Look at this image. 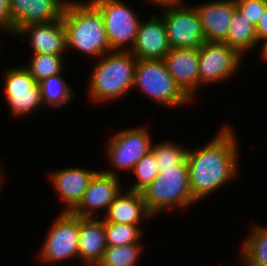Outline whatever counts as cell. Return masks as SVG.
<instances>
[{
  "label": "cell",
  "instance_id": "4fadbf2b",
  "mask_svg": "<svg viewBox=\"0 0 267 266\" xmlns=\"http://www.w3.org/2000/svg\"><path fill=\"white\" fill-rule=\"evenodd\" d=\"M68 0H10L11 35L33 23H47L62 18Z\"/></svg>",
  "mask_w": 267,
  "mask_h": 266
},
{
  "label": "cell",
  "instance_id": "9a60e30c",
  "mask_svg": "<svg viewBox=\"0 0 267 266\" xmlns=\"http://www.w3.org/2000/svg\"><path fill=\"white\" fill-rule=\"evenodd\" d=\"M163 60L176 84L194 102L199 91V48H170Z\"/></svg>",
  "mask_w": 267,
  "mask_h": 266
},
{
  "label": "cell",
  "instance_id": "7c38bea8",
  "mask_svg": "<svg viewBox=\"0 0 267 266\" xmlns=\"http://www.w3.org/2000/svg\"><path fill=\"white\" fill-rule=\"evenodd\" d=\"M119 178L99 170L90 180L81 202L72 213L80 218H100L98 211L107 212L108 207L123 190Z\"/></svg>",
  "mask_w": 267,
  "mask_h": 266
},
{
  "label": "cell",
  "instance_id": "6da1fadb",
  "mask_svg": "<svg viewBox=\"0 0 267 266\" xmlns=\"http://www.w3.org/2000/svg\"><path fill=\"white\" fill-rule=\"evenodd\" d=\"M236 139L232 126L225 124L206 145L188 149L189 183L198 203L237 179L240 152Z\"/></svg>",
  "mask_w": 267,
  "mask_h": 266
},
{
  "label": "cell",
  "instance_id": "9c48e42d",
  "mask_svg": "<svg viewBox=\"0 0 267 266\" xmlns=\"http://www.w3.org/2000/svg\"><path fill=\"white\" fill-rule=\"evenodd\" d=\"M3 93L12 117L28 116L44 107L38 82L22 66H13L2 74Z\"/></svg>",
  "mask_w": 267,
  "mask_h": 266
},
{
  "label": "cell",
  "instance_id": "5b68a950",
  "mask_svg": "<svg viewBox=\"0 0 267 266\" xmlns=\"http://www.w3.org/2000/svg\"><path fill=\"white\" fill-rule=\"evenodd\" d=\"M133 88L141 90L158 106L176 108L193 103L176 84L163 59L137 60Z\"/></svg>",
  "mask_w": 267,
  "mask_h": 266
},
{
  "label": "cell",
  "instance_id": "e0dca14e",
  "mask_svg": "<svg viewBox=\"0 0 267 266\" xmlns=\"http://www.w3.org/2000/svg\"><path fill=\"white\" fill-rule=\"evenodd\" d=\"M97 172V170L80 167H66L51 171L48 180L60 201L65 204L63 212H72L79 205L90 180Z\"/></svg>",
  "mask_w": 267,
  "mask_h": 266
},
{
  "label": "cell",
  "instance_id": "ba28073f",
  "mask_svg": "<svg viewBox=\"0 0 267 266\" xmlns=\"http://www.w3.org/2000/svg\"><path fill=\"white\" fill-rule=\"evenodd\" d=\"M53 222L40 247L39 260L48 266H58L66 260L71 261L72 258L79 260V216L61 211Z\"/></svg>",
  "mask_w": 267,
  "mask_h": 266
},
{
  "label": "cell",
  "instance_id": "7a4b0ae2",
  "mask_svg": "<svg viewBox=\"0 0 267 266\" xmlns=\"http://www.w3.org/2000/svg\"><path fill=\"white\" fill-rule=\"evenodd\" d=\"M62 20L66 31L67 51L74 49L95 60L112 52L103 17L90 1L68 0Z\"/></svg>",
  "mask_w": 267,
  "mask_h": 266
},
{
  "label": "cell",
  "instance_id": "4316f807",
  "mask_svg": "<svg viewBox=\"0 0 267 266\" xmlns=\"http://www.w3.org/2000/svg\"><path fill=\"white\" fill-rule=\"evenodd\" d=\"M155 144V145H154ZM152 144L151 151L154 153L159 168L176 167L187 156L188 149L174 141H164Z\"/></svg>",
  "mask_w": 267,
  "mask_h": 266
},
{
  "label": "cell",
  "instance_id": "3957f363",
  "mask_svg": "<svg viewBox=\"0 0 267 266\" xmlns=\"http://www.w3.org/2000/svg\"><path fill=\"white\" fill-rule=\"evenodd\" d=\"M89 74V102L120 100L134 86L137 58L131 52L112 51L101 56Z\"/></svg>",
  "mask_w": 267,
  "mask_h": 266
},
{
  "label": "cell",
  "instance_id": "8fae6325",
  "mask_svg": "<svg viewBox=\"0 0 267 266\" xmlns=\"http://www.w3.org/2000/svg\"><path fill=\"white\" fill-rule=\"evenodd\" d=\"M186 5L159 8L171 48H200L206 42L197 11Z\"/></svg>",
  "mask_w": 267,
  "mask_h": 266
},
{
  "label": "cell",
  "instance_id": "ffe728a7",
  "mask_svg": "<svg viewBox=\"0 0 267 266\" xmlns=\"http://www.w3.org/2000/svg\"><path fill=\"white\" fill-rule=\"evenodd\" d=\"M150 218L154 216L146 208L142 193L130 190H122L102 217L104 222L128 225H141L143 220Z\"/></svg>",
  "mask_w": 267,
  "mask_h": 266
},
{
  "label": "cell",
  "instance_id": "d6986e66",
  "mask_svg": "<svg viewBox=\"0 0 267 266\" xmlns=\"http://www.w3.org/2000/svg\"><path fill=\"white\" fill-rule=\"evenodd\" d=\"M79 261L82 266H96L107 248L105 222L102 218L79 217Z\"/></svg>",
  "mask_w": 267,
  "mask_h": 266
},
{
  "label": "cell",
  "instance_id": "52a82bcc",
  "mask_svg": "<svg viewBox=\"0 0 267 266\" xmlns=\"http://www.w3.org/2000/svg\"><path fill=\"white\" fill-rule=\"evenodd\" d=\"M90 2L103 17L111 51L131 52L142 22L135 10L123 0H90Z\"/></svg>",
  "mask_w": 267,
  "mask_h": 266
},
{
  "label": "cell",
  "instance_id": "83f0119b",
  "mask_svg": "<svg viewBox=\"0 0 267 266\" xmlns=\"http://www.w3.org/2000/svg\"><path fill=\"white\" fill-rule=\"evenodd\" d=\"M131 173L136 177L137 182L133 183L127 190L142 192L160 173L154 153L149 151L136 163Z\"/></svg>",
  "mask_w": 267,
  "mask_h": 266
},
{
  "label": "cell",
  "instance_id": "4dcf8cb0",
  "mask_svg": "<svg viewBox=\"0 0 267 266\" xmlns=\"http://www.w3.org/2000/svg\"><path fill=\"white\" fill-rule=\"evenodd\" d=\"M255 32L258 44L264 46L267 43V7L260 17L258 24L255 26Z\"/></svg>",
  "mask_w": 267,
  "mask_h": 266
},
{
  "label": "cell",
  "instance_id": "1f68e13d",
  "mask_svg": "<svg viewBox=\"0 0 267 266\" xmlns=\"http://www.w3.org/2000/svg\"><path fill=\"white\" fill-rule=\"evenodd\" d=\"M145 1L146 4H149V6H157L158 9L160 7H165V6H173V5H182L185 4L184 0H143Z\"/></svg>",
  "mask_w": 267,
  "mask_h": 266
},
{
  "label": "cell",
  "instance_id": "484cf974",
  "mask_svg": "<svg viewBox=\"0 0 267 266\" xmlns=\"http://www.w3.org/2000/svg\"><path fill=\"white\" fill-rule=\"evenodd\" d=\"M142 225H128L105 222L107 246L141 244L143 233Z\"/></svg>",
  "mask_w": 267,
  "mask_h": 266
},
{
  "label": "cell",
  "instance_id": "7402d4cb",
  "mask_svg": "<svg viewBox=\"0 0 267 266\" xmlns=\"http://www.w3.org/2000/svg\"><path fill=\"white\" fill-rule=\"evenodd\" d=\"M250 225L239 256L252 266H267V227L258 223Z\"/></svg>",
  "mask_w": 267,
  "mask_h": 266
},
{
  "label": "cell",
  "instance_id": "e575fe53",
  "mask_svg": "<svg viewBox=\"0 0 267 266\" xmlns=\"http://www.w3.org/2000/svg\"><path fill=\"white\" fill-rule=\"evenodd\" d=\"M239 260L241 261L242 264L244 263L245 266H252V265L246 263L241 257H239Z\"/></svg>",
  "mask_w": 267,
  "mask_h": 266
},
{
  "label": "cell",
  "instance_id": "d6a6232c",
  "mask_svg": "<svg viewBox=\"0 0 267 266\" xmlns=\"http://www.w3.org/2000/svg\"><path fill=\"white\" fill-rule=\"evenodd\" d=\"M260 54H261V58H262L261 60L263 62H267V43L263 47H261V53Z\"/></svg>",
  "mask_w": 267,
  "mask_h": 266
},
{
  "label": "cell",
  "instance_id": "8992f818",
  "mask_svg": "<svg viewBox=\"0 0 267 266\" xmlns=\"http://www.w3.org/2000/svg\"><path fill=\"white\" fill-rule=\"evenodd\" d=\"M147 126L125 128L114 132L113 137L111 135L105 148L107 162L109 161L111 168L102 170L105 174L118 177L121 171L130 174L136 163L151 151L153 141Z\"/></svg>",
  "mask_w": 267,
  "mask_h": 266
},
{
  "label": "cell",
  "instance_id": "277c9868",
  "mask_svg": "<svg viewBox=\"0 0 267 266\" xmlns=\"http://www.w3.org/2000/svg\"><path fill=\"white\" fill-rule=\"evenodd\" d=\"M141 193L154 217L168 209L180 211L198 204L192 196L186 159L176 167L160 168V173Z\"/></svg>",
  "mask_w": 267,
  "mask_h": 266
},
{
  "label": "cell",
  "instance_id": "5bb4252c",
  "mask_svg": "<svg viewBox=\"0 0 267 266\" xmlns=\"http://www.w3.org/2000/svg\"><path fill=\"white\" fill-rule=\"evenodd\" d=\"M170 48L166 25L160 13L142 20L131 50L137 60L164 59Z\"/></svg>",
  "mask_w": 267,
  "mask_h": 266
},
{
  "label": "cell",
  "instance_id": "603a6c76",
  "mask_svg": "<svg viewBox=\"0 0 267 266\" xmlns=\"http://www.w3.org/2000/svg\"><path fill=\"white\" fill-rule=\"evenodd\" d=\"M62 73L50 76L38 82L44 107L61 108L72 103V86L63 78Z\"/></svg>",
  "mask_w": 267,
  "mask_h": 266
},
{
  "label": "cell",
  "instance_id": "44dd1931",
  "mask_svg": "<svg viewBox=\"0 0 267 266\" xmlns=\"http://www.w3.org/2000/svg\"><path fill=\"white\" fill-rule=\"evenodd\" d=\"M224 43L233 47L243 57L248 51L252 52L259 45L255 26L238 9H235L232 15Z\"/></svg>",
  "mask_w": 267,
  "mask_h": 266
},
{
  "label": "cell",
  "instance_id": "ac0fdd59",
  "mask_svg": "<svg viewBox=\"0 0 267 266\" xmlns=\"http://www.w3.org/2000/svg\"><path fill=\"white\" fill-rule=\"evenodd\" d=\"M195 5L193 6L200 18L205 40L224 42L236 9L235 0H212Z\"/></svg>",
  "mask_w": 267,
  "mask_h": 266
},
{
  "label": "cell",
  "instance_id": "f1b7e54d",
  "mask_svg": "<svg viewBox=\"0 0 267 266\" xmlns=\"http://www.w3.org/2000/svg\"><path fill=\"white\" fill-rule=\"evenodd\" d=\"M238 9L250 22L256 26L267 7L265 0H235Z\"/></svg>",
  "mask_w": 267,
  "mask_h": 266
},
{
  "label": "cell",
  "instance_id": "f546056e",
  "mask_svg": "<svg viewBox=\"0 0 267 266\" xmlns=\"http://www.w3.org/2000/svg\"><path fill=\"white\" fill-rule=\"evenodd\" d=\"M0 28L11 35L10 0H0Z\"/></svg>",
  "mask_w": 267,
  "mask_h": 266
},
{
  "label": "cell",
  "instance_id": "cb8c5ba5",
  "mask_svg": "<svg viewBox=\"0 0 267 266\" xmlns=\"http://www.w3.org/2000/svg\"><path fill=\"white\" fill-rule=\"evenodd\" d=\"M142 244L107 246L96 266H136L144 252Z\"/></svg>",
  "mask_w": 267,
  "mask_h": 266
},
{
  "label": "cell",
  "instance_id": "2e32d148",
  "mask_svg": "<svg viewBox=\"0 0 267 266\" xmlns=\"http://www.w3.org/2000/svg\"><path fill=\"white\" fill-rule=\"evenodd\" d=\"M15 37H27L32 54L65 55L67 51L66 31L63 20L58 19L47 23H33L20 28Z\"/></svg>",
  "mask_w": 267,
  "mask_h": 266
},
{
  "label": "cell",
  "instance_id": "836d02e7",
  "mask_svg": "<svg viewBox=\"0 0 267 266\" xmlns=\"http://www.w3.org/2000/svg\"><path fill=\"white\" fill-rule=\"evenodd\" d=\"M2 165L0 164V191H1V188L3 187V183H5V182H3V180L5 179L4 178V174H3V166L1 167Z\"/></svg>",
  "mask_w": 267,
  "mask_h": 266
},
{
  "label": "cell",
  "instance_id": "d4e9b609",
  "mask_svg": "<svg viewBox=\"0 0 267 266\" xmlns=\"http://www.w3.org/2000/svg\"><path fill=\"white\" fill-rule=\"evenodd\" d=\"M30 59L31 64L24 66V68L37 82L62 73L65 71L64 66L67 67L64 55L33 54Z\"/></svg>",
  "mask_w": 267,
  "mask_h": 266
},
{
  "label": "cell",
  "instance_id": "30bf717a",
  "mask_svg": "<svg viewBox=\"0 0 267 266\" xmlns=\"http://www.w3.org/2000/svg\"><path fill=\"white\" fill-rule=\"evenodd\" d=\"M243 56L224 42L206 41L199 48V88L222 83L240 72Z\"/></svg>",
  "mask_w": 267,
  "mask_h": 266
}]
</instances>
